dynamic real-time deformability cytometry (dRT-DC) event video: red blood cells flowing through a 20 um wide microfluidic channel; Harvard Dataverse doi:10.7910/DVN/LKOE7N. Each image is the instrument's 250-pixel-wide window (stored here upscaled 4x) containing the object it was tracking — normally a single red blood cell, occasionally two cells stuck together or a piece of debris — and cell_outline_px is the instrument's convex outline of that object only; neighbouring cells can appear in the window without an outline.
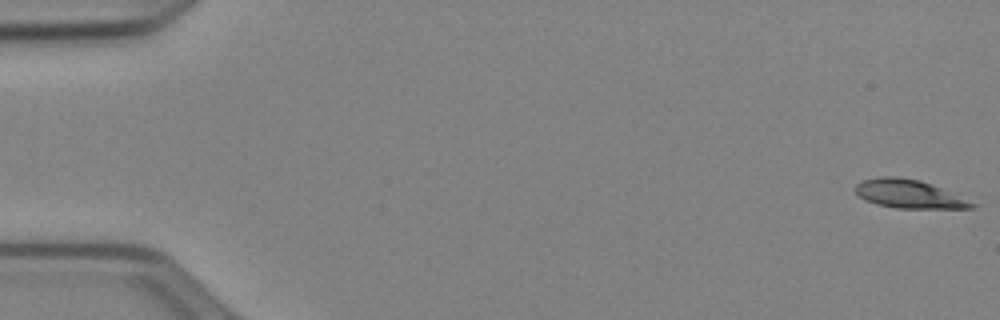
{"species": "Egyptian fruit bat (a non-hibernating species)", "species_latin": "Rousettus aegyptiacus", "temperature_condition": "cold", "stored_images_in_passage": 53, "camera_frame_rate_fps": 3000, "um_per_image_px": 0.085, "animal": {"sex": "female"}, "frame": {"image": 1, "passage_image": 1, "time_ms": 0.0, "image_size_px": [1000, 320], "cell_outline_px": [[976, 208], [896, 208], [876, 204], [864, 200], [856, 192], [856, 184], [860, 180], [880, 176], [896, 176], [920, 180], [940, 188], [976, 204]], "centroid_in_image_um": [77.19, 16.48], "position_along_channel_um": 7.8, "area_um2": 19.07}}
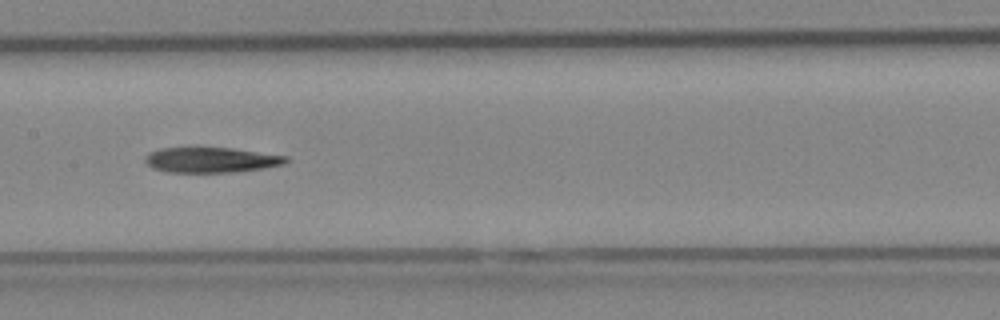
{"frame": {"image": 2, "passage_image": 27, "time_ms": 8.667, "image_size_px": [1000, 320], "cell_outline_px": [[288, 160], [284, 164], [264, 168], [236, 172], [168, 172], [152, 168], [144, 160], [144, 156], [160, 148], [232, 148], [288, 156]], "centroid_in_image_um": [17.96, 13.6], "position_along_channel_um": 189.4, "area_um2": 20.63}}
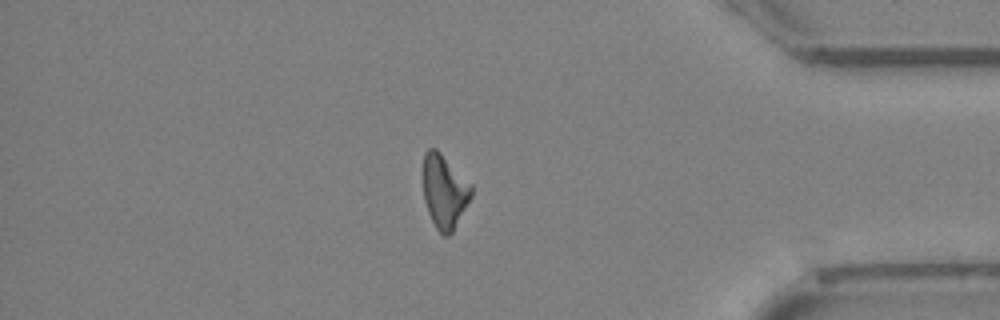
{"frame": {"image": 3, "passage_image": 45, "time_ms": 14.667, "image_size_px": [1000, 320], "cell_outline_px": [[472, 196], [452, 232], [448, 236], [444, 236], [436, 228], [428, 212], [424, 200], [424, 152], [428, 148], [436, 148], [472, 184]], "centroid_in_image_um": [37.78, 16.26], "position_along_channel_um": 397.4, "area_um2": 20.52}, "authors_computed_cell_mechanics": {"area_um2": 21.0392, "velocity_mm_per_s": 3.9458, "shape_relaxation_time_tau1_ms": 8.9427, "shape_relaxation_time_tau2_ms": null, "deformation_change_tau1": 0.2075, "deformation_change_tau2": null}}